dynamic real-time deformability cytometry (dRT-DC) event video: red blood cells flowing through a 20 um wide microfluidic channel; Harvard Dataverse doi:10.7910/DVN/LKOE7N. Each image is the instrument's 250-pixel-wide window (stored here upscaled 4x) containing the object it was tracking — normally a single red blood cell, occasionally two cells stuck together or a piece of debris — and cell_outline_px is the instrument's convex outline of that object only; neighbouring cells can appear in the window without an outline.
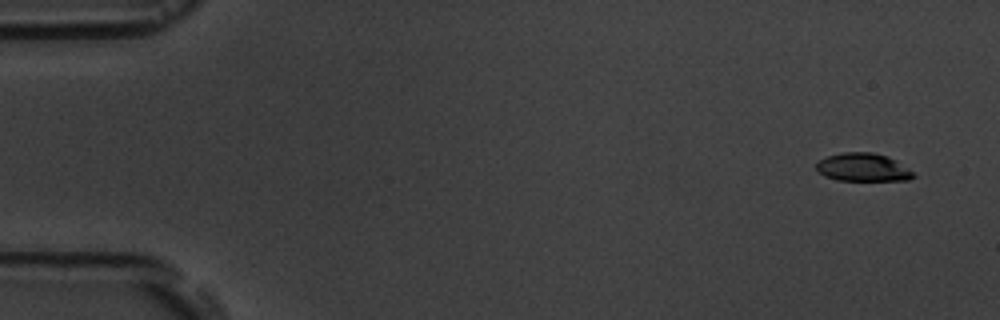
{"species": "common noctule bat (a hibernating species)", "species_latin": "Nyctalus noctula", "temperature_condition": "room temperature", "stored_images_in_passage": 5, "camera_frame_rate_fps": 3000, "um_per_image_px": 0.085, "animal": {"sex": "male", "body_mass_g": 19.5, "forearm_length_mm": 54.6}, "frame": {"image": 1, "passage_image": 1, "time_ms": 0.0, "image_size_px": [1000, 320], "cell_outline_px": [[916, 176], [908, 180], [836, 180], [824, 176], [816, 168], [816, 164], [820, 160], [828, 156], [840, 152], [872, 152], [888, 156], [896, 160], [908, 168]], "centroid_in_image_um": [73.36, 14.22], "position_along_channel_um": 11.6, "area_um2": 15.9}}
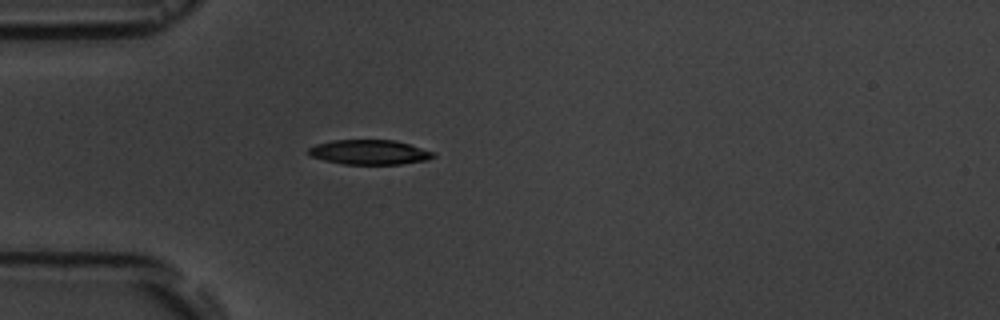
{"frame": {"image": 2, "passage_image": 5, "time_ms": 4.333, "image_size_px": [1000, 320], "cell_outline_px": [[436, 156], [428, 160], [400, 164], [344, 164], [324, 160], [312, 156], [308, 152], [308, 148], [316, 144], [332, 140], [396, 140], [436, 152]], "centroid_in_image_um": [31.45, 12.93], "position_along_channel_um": 53.6, "area_um2": 18.03}}